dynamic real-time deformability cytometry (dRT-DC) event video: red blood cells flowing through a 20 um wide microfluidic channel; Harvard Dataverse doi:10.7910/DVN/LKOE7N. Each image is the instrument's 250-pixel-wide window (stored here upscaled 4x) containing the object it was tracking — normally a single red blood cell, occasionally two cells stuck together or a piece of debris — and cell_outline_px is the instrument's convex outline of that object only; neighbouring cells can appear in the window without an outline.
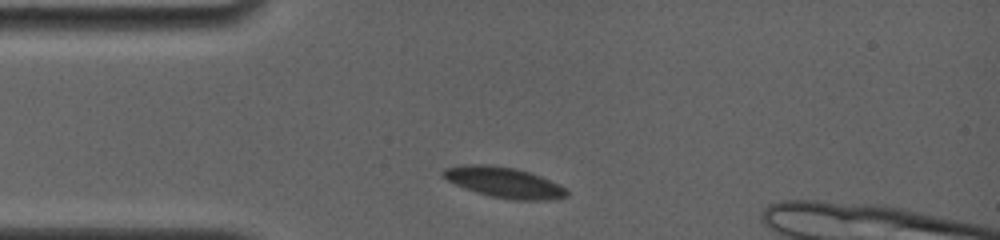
{"species": "common noctule bat (a hibernating species)", "species_latin": "Nyctalus noctula", "temperature_condition": "room temperature", "stored_images_in_passage": 18, "camera_frame_rate_fps": 4000, "um_per_image_px": 0.085, "animal": {"sex": "female", "body_mass_g": 19.0, "forearm_length_mm": 56.7}, "frame": {"image": 1, "passage_image": 1, "time_ms": 0.0, "image_size_px": [1000, 240], "cell_outline_px": [[568, 196], [548, 200], [512, 200], [488, 196], [476, 192], [456, 184], [440, 176], [440, 172], [444, 168], [464, 164], [492, 164], [512, 168], [528, 172], [540, 176], [564, 188], [568, 192]], "centroid_in_image_um": [42.78, 15.5], "position_along_channel_um": 42.2, "area_um2": 21.91}}
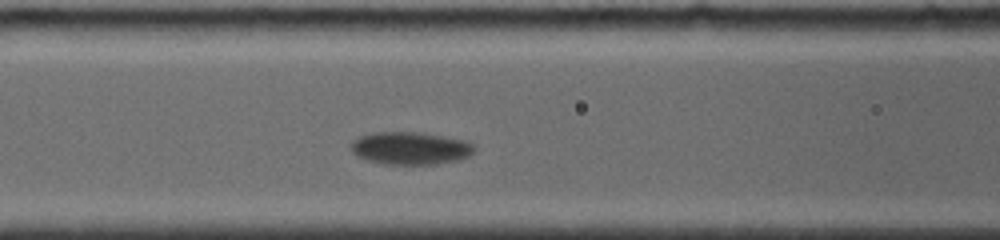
{"frame": {"image": 2, "passage_image": 6, "time_ms": 3.0, "image_size_px": [1000, 240], "cell_outline_px": [[476, 148], [468, 156], [456, 160], [436, 164], [384, 164], [368, 160], [356, 156], [352, 152], [352, 140], [360, 136], [372, 132], [420, 132], [464, 140], [472, 144]], "centroid_in_image_um": [34.85, 12.59], "position_along_channel_um": 131.8, "area_um2": 23.35}}
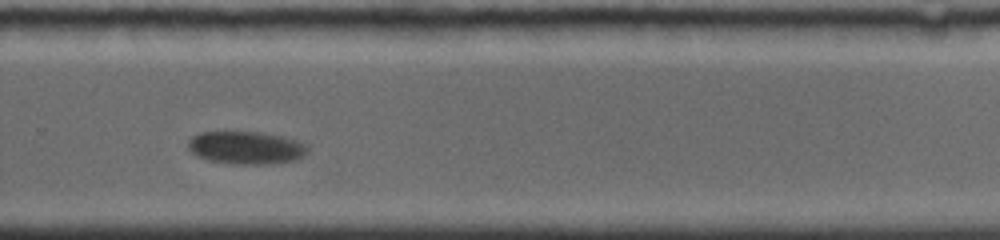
{"frame": {"image": 3, "passage_image": 16, "time_ms": 8.0, "image_size_px": [1000, 240], "cell_outline_px": [[308, 152], [304, 156], [296, 160], [268, 164], [232, 164], [208, 160], [196, 156], [188, 148], [188, 140], [192, 136], [200, 132], [260, 132], [284, 136], [296, 140], [304, 144], [308, 148]], "centroid_in_image_um": [20.91, 12.56], "position_along_channel_um": 308.9, "area_um2": 23.0}}